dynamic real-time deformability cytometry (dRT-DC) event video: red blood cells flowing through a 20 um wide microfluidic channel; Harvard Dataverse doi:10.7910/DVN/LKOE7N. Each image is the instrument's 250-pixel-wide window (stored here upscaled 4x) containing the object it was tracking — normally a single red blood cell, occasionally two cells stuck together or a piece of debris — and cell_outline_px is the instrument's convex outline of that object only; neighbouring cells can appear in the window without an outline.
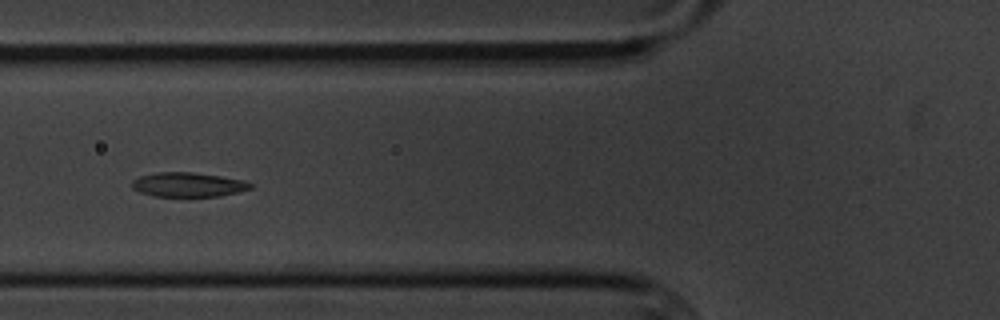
{"species": "common noctule bat (a hibernating species)", "species_latin": "Nyctalus noctula", "temperature_condition": "cold", "stored_images_in_passage": 13, "camera_frame_rate_fps": 3000, "um_per_image_px": 0.085, "animal": {"sex": "male", "body_mass_g": 20.1, "forearm_length_mm": 53.5}, "frame": {"image": 1, "passage_image": 6, "time_ms": 6.667, "image_size_px": [1000, 320], "cell_outline_px": [[252, 188], [220, 196], [152, 196], [140, 192], [132, 188], [132, 180], [140, 176], [156, 172], [192, 172], [220, 176], [244, 180], [252, 184]], "centroid_in_image_um": [15.96, 15.69], "position_along_channel_um": 109.8, "area_um2": 16.76}}
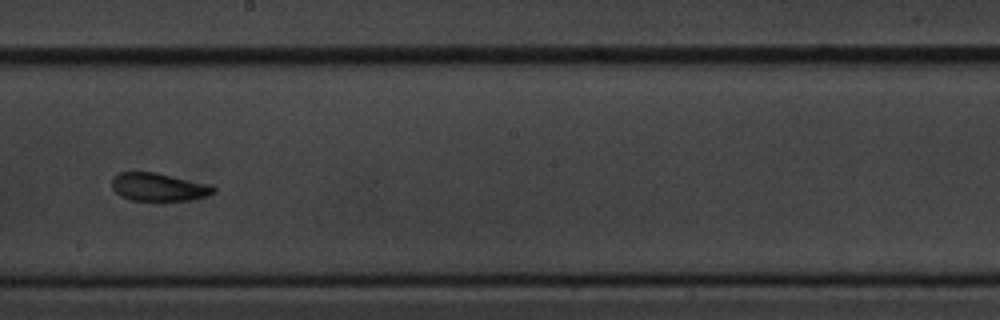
{"frame": {"image": 2, "passage_image": 9, "time_ms": 10.333, "image_size_px": [1000, 320], "cell_outline_px": [[216, 192], [192, 200], [156, 204], [132, 200], [120, 196], [112, 188], [112, 176], [120, 172], [156, 172], [212, 184], [216, 188]], "centroid_in_image_um": [13.5, 15.94], "position_along_channel_um": 234.7, "area_um2": 17.63}}
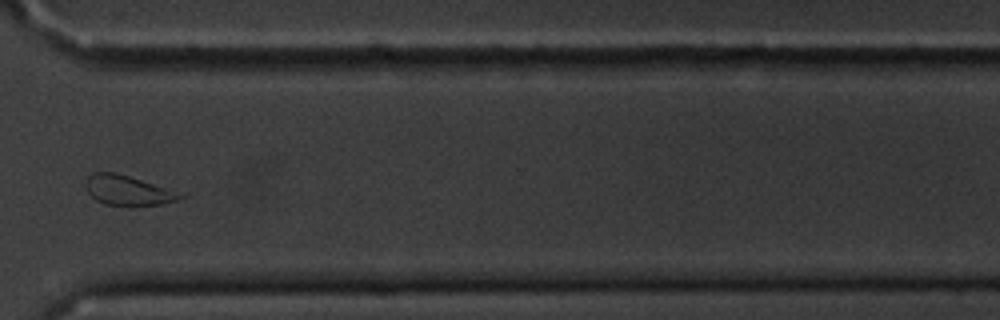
{"frame": {"image": 3, "passage_image": 12, "time_ms": 14.0, "image_size_px": [1000, 320], "cell_outline_px": [[188, 196], [180, 200], [164, 204], [104, 204], [96, 200], [88, 192], [84, 184], [88, 176], [92, 172], [116, 172], [188, 192]], "centroid_in_image_um": [11.01, 16.15], "position_along_channel_um": 359.6, "area_um2": 16.94}, "authors_computed_cell_mechanics": {"area_um2": 17.051, "velocity_mm_per_s": 3.4152, "shape_relaxation_time_tau1_ms": 3.3103, "shape_relaxation_time_tau2_ms": 7.265, "deformation_change_tau1": 0.1115, "deformation_change_tau2": 0.1276}}